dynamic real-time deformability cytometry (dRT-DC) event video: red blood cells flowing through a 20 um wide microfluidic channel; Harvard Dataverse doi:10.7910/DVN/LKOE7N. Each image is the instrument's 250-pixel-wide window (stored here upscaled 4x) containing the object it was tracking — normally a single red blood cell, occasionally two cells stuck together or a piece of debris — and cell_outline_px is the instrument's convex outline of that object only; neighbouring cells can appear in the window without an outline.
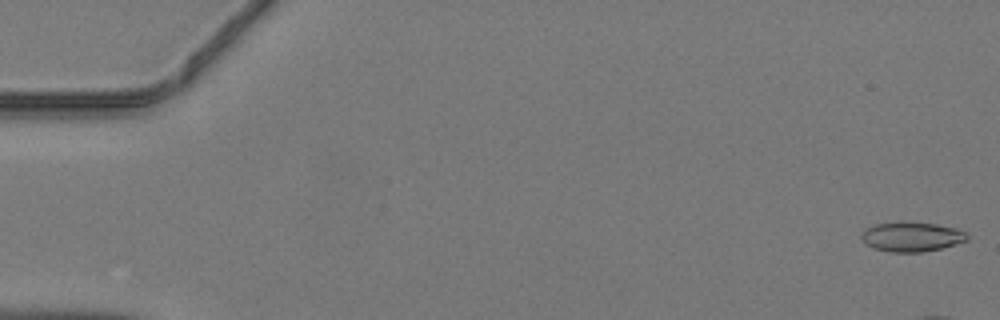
{"species": "common noctule bat (a hibernating species)", "species_latin": "Nyctalus noctula", "temperature_condition": "warm", "stored_images_in_passage": 11, "camera_frame_rate_fps": 3000, "um_per_image_px": 0.085, "animal": {"sex": "male", "body_mass_g": 19.2, "forearm_length_mm": 51.8}, "frame": {"image": 1, "passage_image": 1, "time_ms": 0.0, "image_size_px": [1000, 320], "cell_outline_px": [[968, 240], [940, 248], [920, 252], [888, 252], [872, 248], [864, 244], [860, 236], [864, 228], [876, 224], [936, 224], [956, 228], [964, 232], [968, 236]], "centroid_in_image_um": [77.44, 20.16], "position_along_channel_um": 7.6, "area_um2": 17.69}}